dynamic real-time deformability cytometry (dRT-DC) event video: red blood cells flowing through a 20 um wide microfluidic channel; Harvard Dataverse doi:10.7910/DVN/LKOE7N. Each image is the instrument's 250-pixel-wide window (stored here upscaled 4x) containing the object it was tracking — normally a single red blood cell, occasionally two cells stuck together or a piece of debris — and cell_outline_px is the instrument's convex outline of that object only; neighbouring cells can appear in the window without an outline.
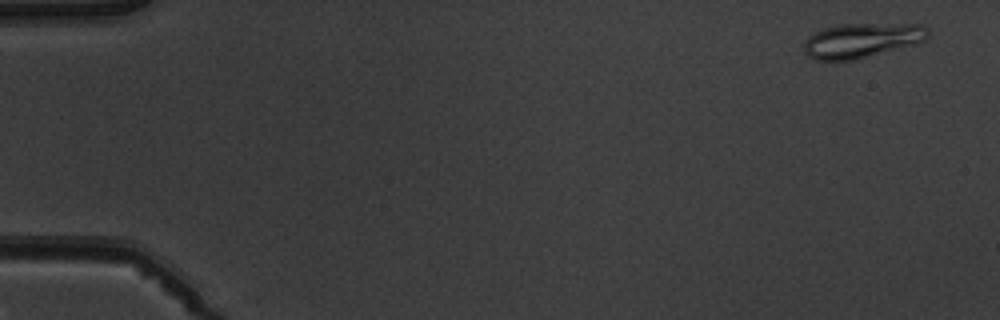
{"species": "common noctule bat (a hibernating species)", "species_latin": "Nyctalus noctula", "temperature_condition": "warm", "stored_images_in_passage": 7, "camera_frame_rate_fps": 3000, "um_per_image_px": 0.085, "animal": {"sex": "male", "body_mass_g": 19.5, "forearm_length_mm": 54.6}, "frame": {"image": 1, "passage_image": 1, "time_ms": 0.0, "image_size_px": [1000, 320], "cell_outline_px": [[928, 36], [924, 40], [856, 60], [812, 60], [804, 52], [804, 40], [808, 36], [824, 28], [840, 24], [924, 24], [928, 28]], "centroid_in_image_um": [73.2, 3.43], "position_along_channel_um": 11.8, "area_um2": 24.85}}
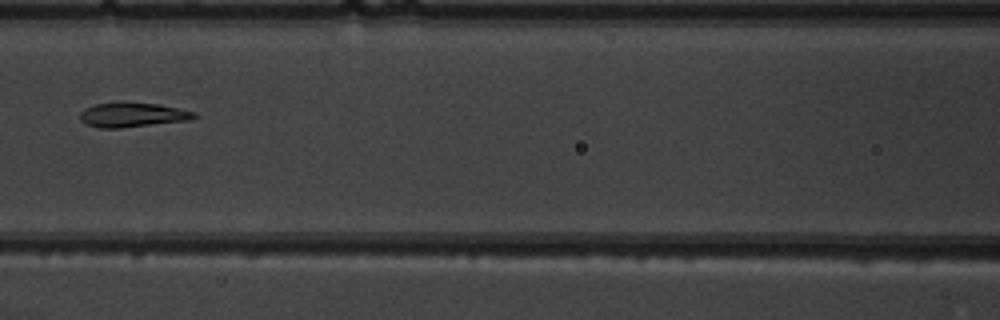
{"frame": {"image": 2, "passage_image": 7, "time_ms": 7.0, "image_size_px": [1000, 320], "cell_outline_px": [[200, 116], [192, 120], [120, 128], [100, 128], [84, 124], [80, 120], [80, 112], [84, 108], [96, 104], [124, 100], [160, 104], [196, 112]], "centroid_in_image_um": [11.28, 9.74], "position_along_channel_um": 155.3, "area_um2": 16.99}}